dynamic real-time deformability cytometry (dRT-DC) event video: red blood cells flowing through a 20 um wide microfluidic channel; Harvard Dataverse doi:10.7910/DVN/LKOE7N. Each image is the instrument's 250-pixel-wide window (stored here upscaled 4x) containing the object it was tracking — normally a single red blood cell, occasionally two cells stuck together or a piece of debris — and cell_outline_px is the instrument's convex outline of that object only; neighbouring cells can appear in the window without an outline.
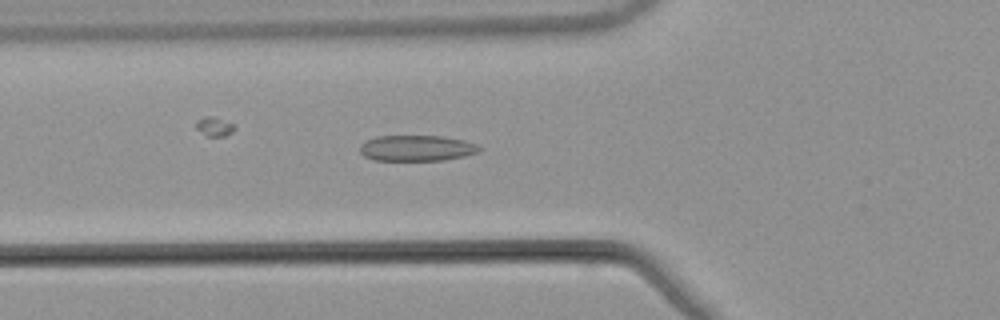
{"species": "common noctule bat (a hibernating species)", "species_latin": "Nyctalus noctula", "temperature_condition": "warm", "stored_images_in_passage": 55, "camera_frame_rate_fps": 3000, "um_per_image_px": 0.085, "animal": {"sex": "male", "body_mass_g": 21.5, "forearm_length_mm": 52.0}, "frame": {"image": 1, "passage_image": 20, "time_ms": 6.333, "image_size_px": [1000, 320], "cell_outline_px": [[484, 148], [480, 152], [464, 156], [444, 160], [376, 160], [364, 156], [360, 152], [360, 144], [376, 136], [444, 136], [464, 140], [476, 144]], "centroid_in_image_um": [35.46, 12.59], "position_along_channel_um": 90.3, "area_um2": 18.03}}
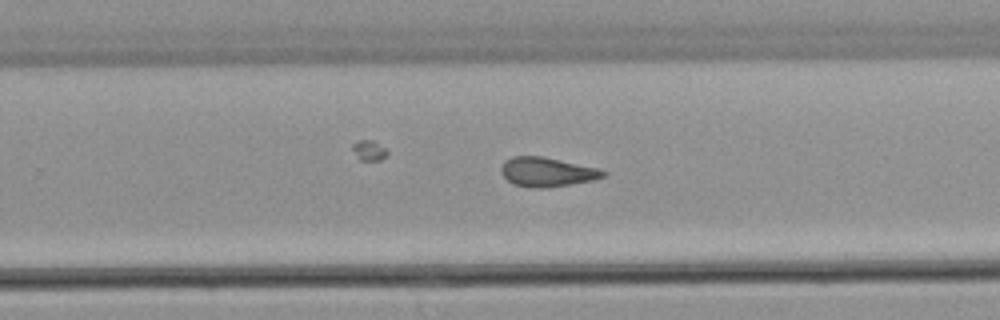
{"frame": {"image": 2, "passage_image": 35, "time_ms": 11.333, "image_size_px": [1000, 320], "cell_outline_px": [[608, 172], [604, 176], [592, 180], [544, 188], [536, 188], [512, 184], [500, 172], [500, 168], [504, 160], [512, 156], [544, 156], [596, 168]], "centroid_in_image_um": [46.44, 14.6], "position_along_channel_um": 283.4, "area_um2": 17.28}}
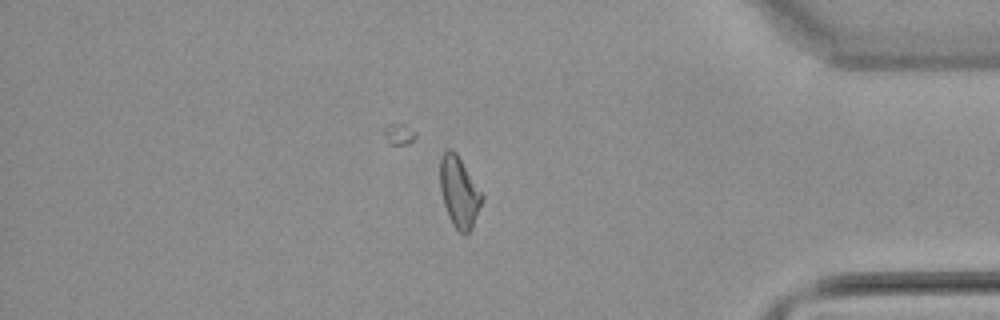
{"frame": {"image": 3, "passage_image": 46, "time_ms": 15.0, "image_size_px": [1000, 320], "cell_outline_px": [[484, 196], [472, 228], [464, 236], [452, 224], [448, 216], [444, 204], [440, 188], [440, 156], [448, 148], [452, 148], [456, 152]], "centroid_in_image_um": [39.02, 16.31], "position_along_channel_um": 396.2, "area_um2": 17.22}, "authors_computed_cell_mechanics": {"area_um2": 18.0336, "velocity_mm_per_s": 3.8637, "shape_relaxation_time_tau1_ms": null, "shape_relaxation_time_tau2_ms": 4.0819, "deformation_change_tau1": null, "deformation_change_tau2": 0.1079}}